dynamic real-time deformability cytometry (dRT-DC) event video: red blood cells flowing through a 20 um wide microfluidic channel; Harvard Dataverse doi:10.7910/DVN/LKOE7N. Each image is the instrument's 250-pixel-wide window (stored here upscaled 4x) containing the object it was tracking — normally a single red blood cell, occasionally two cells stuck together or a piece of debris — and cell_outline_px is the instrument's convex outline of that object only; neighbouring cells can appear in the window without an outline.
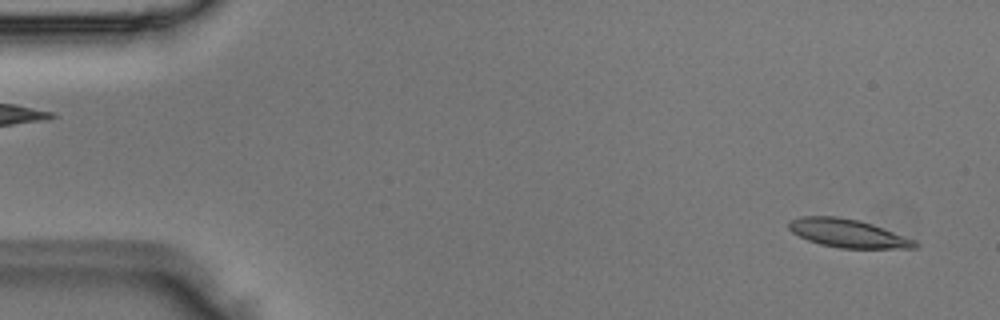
{"species": "Egyptian fruit bat (a non-hibernating species)", "species_latin": "Rousettus aegyptiacus", "temperature_condition": "room temperature", "stored_images_in_passage": 2, "segment_of_instrument_passage": [2, 2], "camera_frame_rate_fps": 3000, "um_per_image_px": 0.085, "animal": {"sex": "male"}, "frame": {"image": 1, "passage_image": 2, "time_ms": 0.333, "image_size_px": [1000, 320], "cell_outline_px": [[920, 248], [840, 248], [820, 244], [808, 240], [792, 232], [788, 228], [788, 220], [800, 216], [836, 216], [860, 220], [872, 224], [916, 240], [920, 244]], "centroid_in_image_um": [72.07, 19.82], "position_along_channel_um": 12.9, "area_um2": 20.92}}